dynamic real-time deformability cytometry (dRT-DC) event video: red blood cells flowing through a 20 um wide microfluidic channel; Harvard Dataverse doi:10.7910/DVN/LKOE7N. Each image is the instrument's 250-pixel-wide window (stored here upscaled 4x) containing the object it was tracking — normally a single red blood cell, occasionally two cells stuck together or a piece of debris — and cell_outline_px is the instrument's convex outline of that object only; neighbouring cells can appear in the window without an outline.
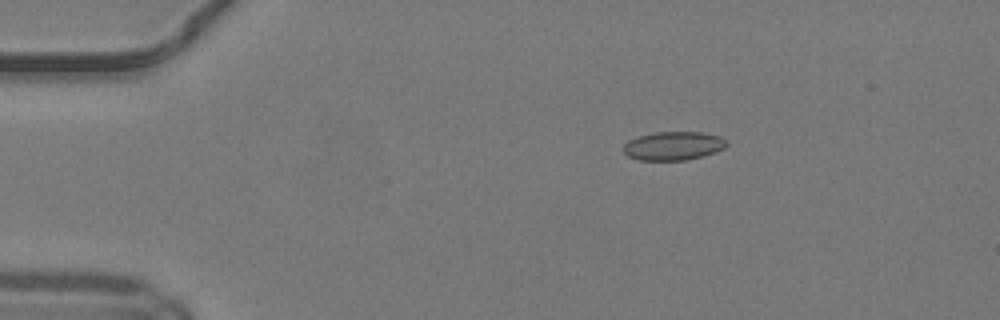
{"species": "common noctule bat (a hibernating species)", "species_latin": "Nyctalus noctula", "temperature_condition": "warm", "stored_images_in_passage": 34, "camera_frame_rate_fps": 3000, "um_per_image_px": 0.085, "animal": {"sex": "male", "body_mass_g": 19.2, "forearm_length_mm": 51.8}, "frame": {"image": 1, "passage_image": 5, "time_ms": 1.333, "image_size_px": [1000, 320], "cell_outline_px": [[728, 144], [724, 148], [716, 152], [704, 156], [684, 160], [640, 160], [628, 156], [624, 152], [624, 144], [628, 140], [640, 136], [656, 132], [700, 132], [720, 136], [728, 140]], "centroid_in_image_um": [57.27, 12.4], "position_along_channel_um": 27.7, "area_um2": 17.22}}
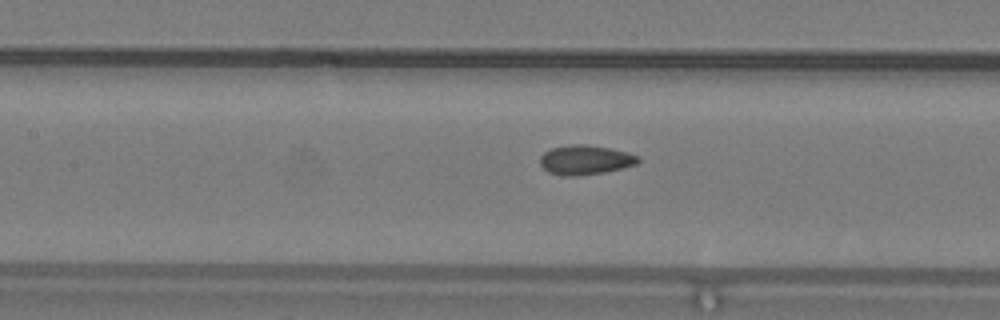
{"frame": {"image": 2, "passage_image": 19, "time_ms": 6.0, "image_size_px": [1000, 320], "cell_outline_px": [[640, 160], [636, 164], [604, 172], [576, 176], [560, 176], [548, 172], [540, 164], [540, 156], [544, 152], [552, 148], [572, 144], [584, 144], [608, 148], [628, 152], [640, 156]], "centroid_in_image_um": [49.73, 13.59], "position_along_channel_um": 157.7, "area_um2": 16.82}}
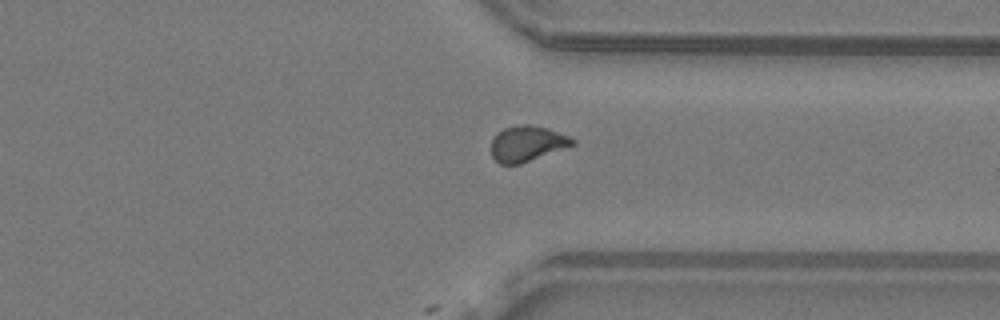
{"frame": {"image": 3, "passage_image": 34, "time_ms": 11.0, "image_size_px": [1000, 320], "cell_outline_px": [[576, 144], [520, 164], [500, 164], [492, 156], [492, 136], [496, 132], [504, 128], [520, 124], [532, 124], [548, 128], [568, 136], [576, 140]], "centroid_in_image_um": [44.79, 12.19], "position_along_channel_um": 366.6, "area_um2": 16.94}}